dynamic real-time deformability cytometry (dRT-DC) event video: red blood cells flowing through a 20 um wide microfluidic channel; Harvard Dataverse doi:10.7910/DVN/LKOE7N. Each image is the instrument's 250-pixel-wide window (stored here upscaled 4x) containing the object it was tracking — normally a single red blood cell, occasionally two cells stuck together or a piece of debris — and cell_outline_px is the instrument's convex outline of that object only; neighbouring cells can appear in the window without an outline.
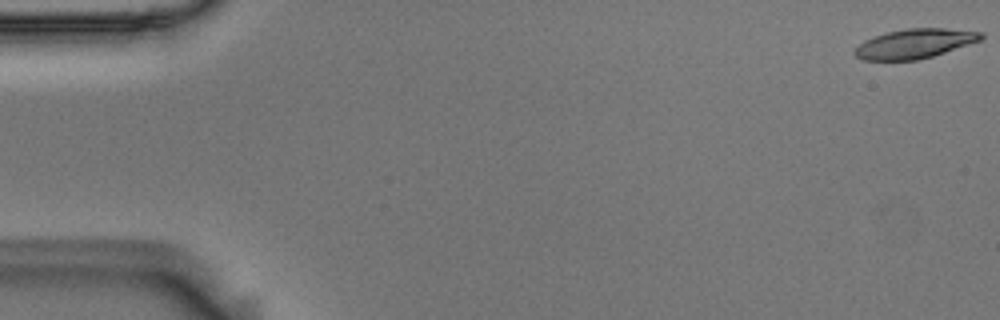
{"species": "Egyptian fruit bat (a non-hibernating species)", "species_latin": "Rousettus aegyptiacus", "temperature_condition": "room temperature", "stored_images_in_passage": 55, "camera_frame_rate_fps": 3000, "um_per_image_px": 0.085, "animal": {"sex": "male"}, "frame": {"image": 1, "passage_image": 1, "time_ms": 0.0, "image_size_px": [1000, 320], "cell_outline_px": [[984, 40], [932, 56], [916, 60], [860, 60], [852, 52], [864, 40], [888, 32], [904, 28], [944, 28], [984, 32]], "centroid_in_image_um": [77.79, 3.7], "position_along_channel_um": 7.2, "area_um2": 21.79}}
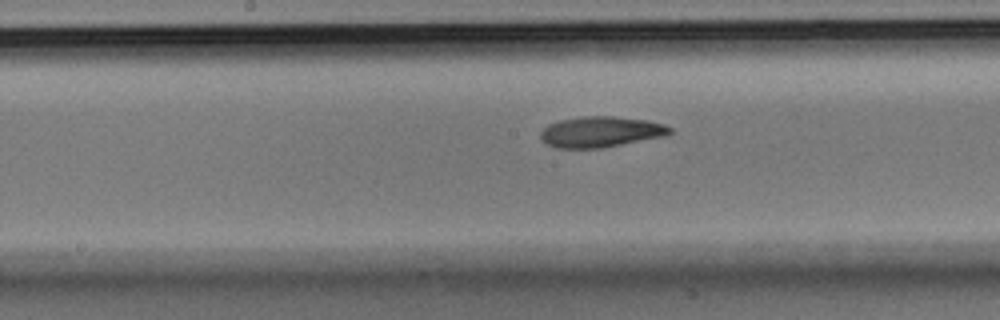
{"frame": {"image": 2, "passage_image": 28, "time_ms": 9.0, "image_size_px": [1000, 320], "cell_outline_px": [[672, 132], [668, 136], [600, 148], [556, 148], [540, 140], [540, 132], [548, 124], [560, 120], [584, 116], [612, 116], [648, 120], [664, 124], [672, 128]], "centroid_in_image_um": [51.08, 11.21], "position_along_channel_um": 197.1, "area_um2": 23.35}}
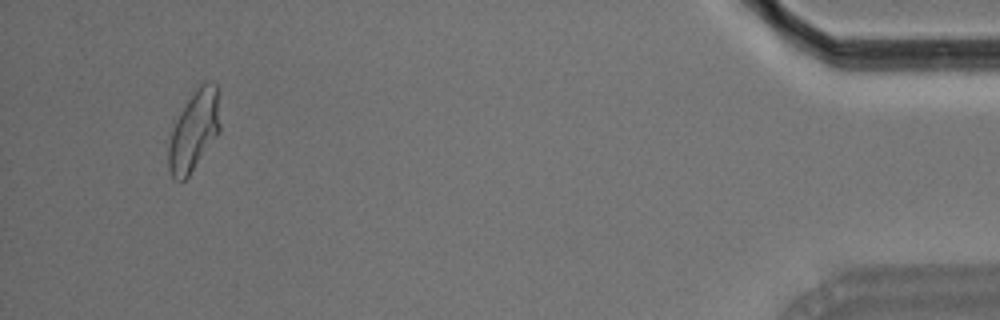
{"frame": {"image": 3, "passage_image": 52, "time_ms": 17.0, "image_size_px": [1000, 320], "cell_outline_px": [[220, 132], [188, 176], [184, 180], [176, 180], [172, 176], [168, 168], [168, 144], [172, 120], [200, 84], [204, 80], [216, 84], [220, 124]], "centroid_in_image_um": [16.45, 11.1], "position_along_channel_um": 418.8, "area_um2": 24.33}, "authors_computed_cell_mechanics": {"area_um2": 23.0622, "velocity_mm_per_s": 3.6904, "shape_relaxation_time_tau1_ms": 8.3529, "shape_relaxation_time_tau2_ms": 5.9799, "deformation_change_tau1": 0.2134, "deformation_change_tau2": 0.1387}}